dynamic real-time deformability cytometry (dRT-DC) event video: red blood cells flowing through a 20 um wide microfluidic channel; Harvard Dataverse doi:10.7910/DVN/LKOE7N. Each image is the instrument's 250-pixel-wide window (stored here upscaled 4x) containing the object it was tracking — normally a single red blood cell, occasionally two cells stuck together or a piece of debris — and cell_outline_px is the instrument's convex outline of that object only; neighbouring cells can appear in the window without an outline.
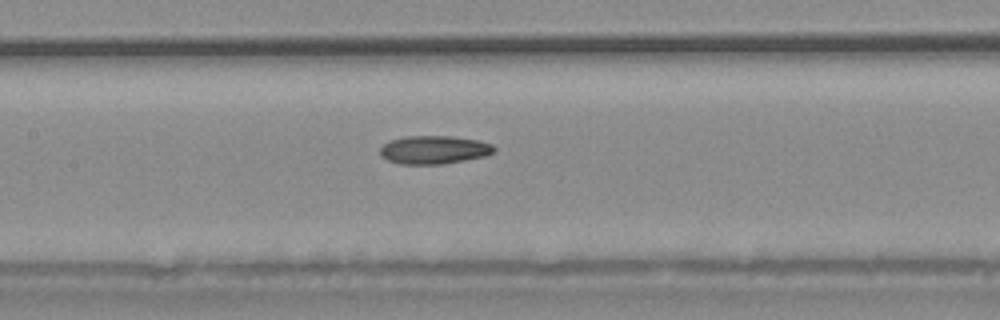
{"species": "common noctule bat (a hibernating species)", "species_latin": "Nyctalus noctula", "temperature_condition": "warm", "stored_images_in_passage": 30, "camera_frame_rate_fps": 3000, "um_per_image_px": 0.085, "animal": {"sex": "male", "body_mass_g": 20.4}, "frame": {"image": 1, "passage_image": 9, "time_ms": 2.667, "image_size_px": [1000, 320], "cell_outline_px": [[496, 152], [484, 156], [444, 164], [400, 164], [388, 160], [380, 156], [380, 148], [384, 144], [392, 140], [408, 136], [452, 136], [476, 140], [492, 144], [496, 148]], "centroid_in_image_um": [36.9, 12.74], "position_along_channel_um": 170.5, "area_um2": 18.73}}
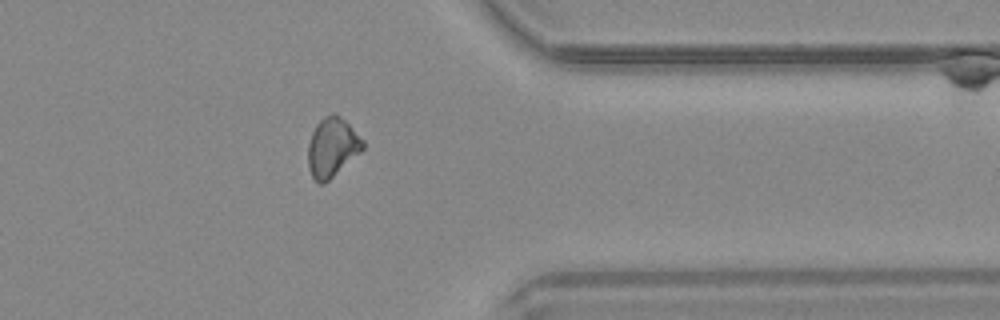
{"frame": {"image": 2, "passage_image": 22, "time_ms": 7.0, "image_size_px": [1000, 320], "cell_outline_px": [[364, 148], [360, 152], [324, 184], [320, 184], [312, 176], [308, 168], [308, 144], [312, 132], [316, 124], [324, 116], [332, 112], [336, 112], [364, 140]], "centroid_in_image_um": [28.22, 12.5], "position_along_channel_um": 383.2, "area_um2": 18.79}}